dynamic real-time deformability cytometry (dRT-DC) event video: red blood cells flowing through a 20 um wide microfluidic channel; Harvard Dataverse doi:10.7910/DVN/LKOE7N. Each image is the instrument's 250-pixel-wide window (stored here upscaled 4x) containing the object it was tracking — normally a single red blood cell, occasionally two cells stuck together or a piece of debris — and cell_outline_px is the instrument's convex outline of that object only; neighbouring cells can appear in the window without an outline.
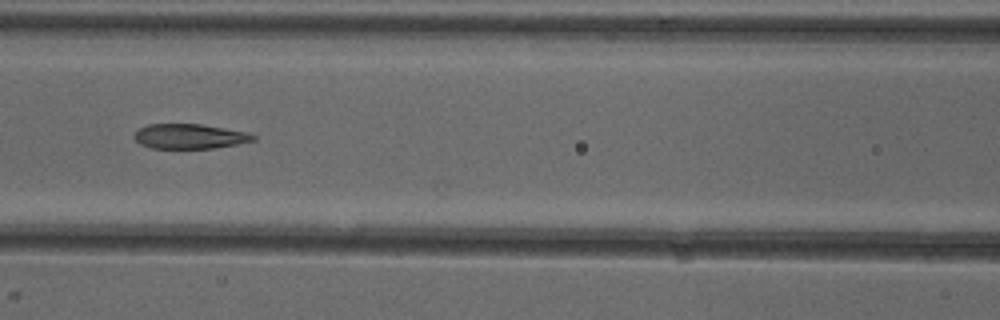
{"species": "common noctule bat (a hibernating species)", "species_latin": "Nyctalus noctula", "temperature_condition": "cold", "stored_images_in_passage": 6, "camera_frame_rate_fps": 3000, "um_per_image_px": 0.085, "animal": {"sex": "female"}, "frame": {"image": 1, "passage_image": 6, "time_ms": 5.667, "image_size_px": [1000, 320], "cell_outline_px": [[256, 140], [236, 144], [212, 148], [152, 148], [140, 144], [132, 136], [136, 128], [148, 124], [200, 124], [248, 132], [256, 136]], "centroid_in_image_um": [16.07, 11.58], "position_along_channel_um": 150.5, "area_um2": 17.28}}